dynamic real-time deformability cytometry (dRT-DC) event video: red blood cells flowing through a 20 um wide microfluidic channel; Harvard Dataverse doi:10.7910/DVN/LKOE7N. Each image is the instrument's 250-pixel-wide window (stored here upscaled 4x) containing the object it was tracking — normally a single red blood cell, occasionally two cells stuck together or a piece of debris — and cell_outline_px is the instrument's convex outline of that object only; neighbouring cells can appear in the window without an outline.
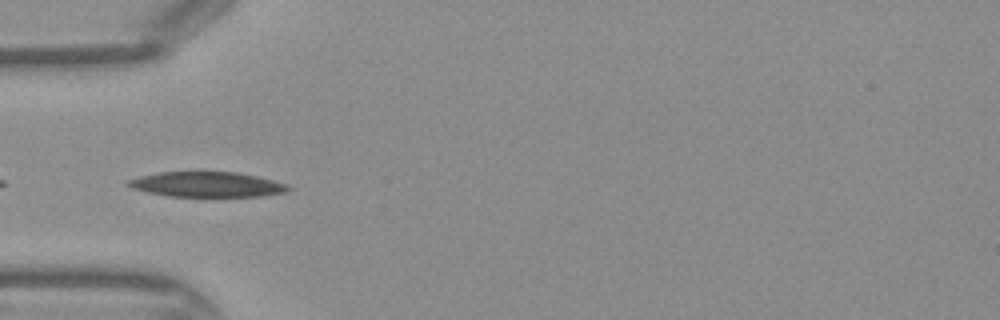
{"species": "Egyptian fruit bat (a non-hibernating species)", "species_latin": "Rousettus aegyptiacus", "temperature_condition": "warm", "stored_images_in_passage": 31, "camera_frame_rate_fps": 3000, "um_per_image_px": 0.085, "frame": {"image": 1, "passage_image": 1, "time_ms": 0.0, "image_size_px": [1000, 320], "cell_outline_px": [[292, 188], [284, 192], [260, 196], [168, 196], [148, 192], [132, 188], [128, 184], [128, 180], [140, 176], [160, 172], [196, 168], [204, 168], [236, 172], [256, 176], [288, 184]], "centroid_in_image_um": [17.57, 15.61], "position_along_channel_um": 67.4, "area_um2": 24.33}}
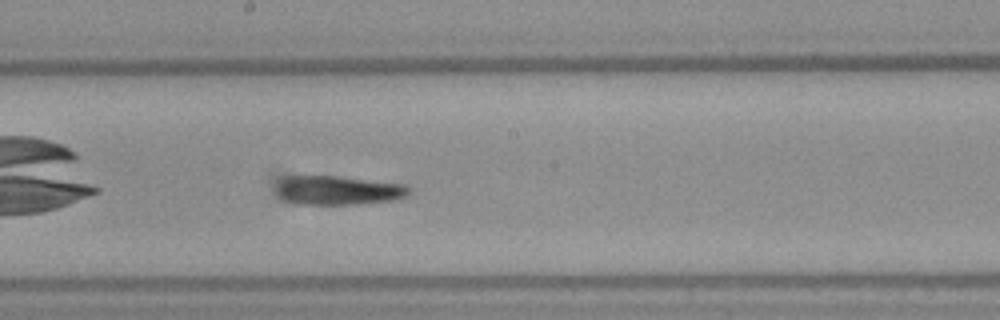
{"frame": {"image": 2, "passage_image": 11, "time_ms": 3.333, "image_size_px": [1000, 320], "cell_outline_px": [[412, 188], [404, 196], [396, 200], [352, 204], [304, 204], [284, 200], [276, 192], [276, 184], [284, 176], [340, 176], [408, 184]], "centroid_in_image_um": [28.76, 16.16], "position_along_channel_um": 219.4, "area_um2": 22.6}}
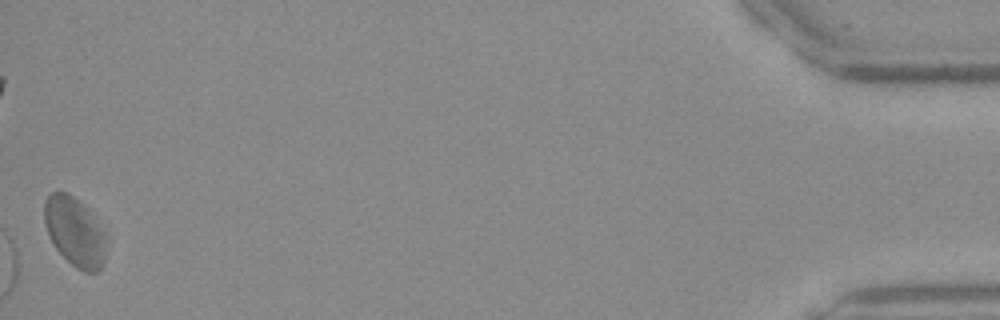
{"frame": {"image": 3, "passage_image": 31, "time_ms": 10.0, "image_size_px": [1000, 320], "cell_outline_px": [[104, 264], [96, 272], [84, 272], [76, 268], [56, 248], [48, 232], [44, 220], [44, 200], [56, 188], [72, 196], [84, 204], [104, 232]], "centroid_in_image_um": [6.33, 19.66], "position_along_channel_um": 428.9, "area_um2": 24.51}}